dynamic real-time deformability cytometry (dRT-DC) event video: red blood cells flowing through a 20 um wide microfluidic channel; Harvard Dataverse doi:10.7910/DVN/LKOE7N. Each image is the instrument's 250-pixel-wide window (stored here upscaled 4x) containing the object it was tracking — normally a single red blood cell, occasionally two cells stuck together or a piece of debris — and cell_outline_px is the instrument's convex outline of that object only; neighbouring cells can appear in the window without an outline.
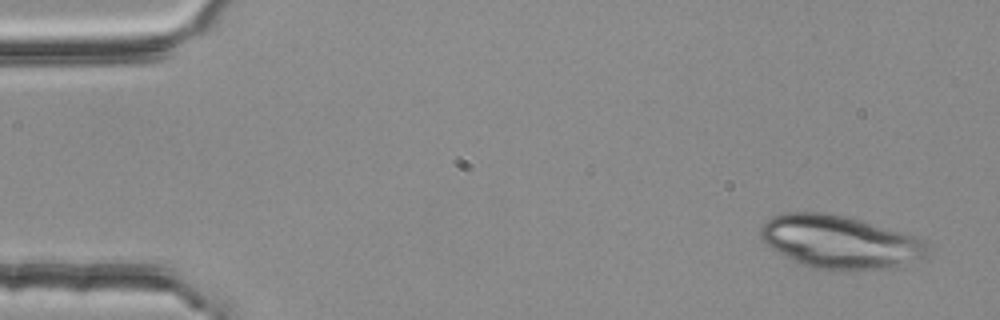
{"species": "common noctule bat (a hibernating species)", "species_latin": "Nyctalus noctula", "temperature_condition": "room temperature", "stored_images_in_passage": 3, "camera_frame_rate_fps": 3000, "um_per_image_px": 0.085, "animal": {"sex": "female", "body_mass_g": 25.1}, "frame": {"image": 1, "passage_image": 1, "time_ms": 0.0, "image_size_px": [1000, 320], "cell_outline_px": [[928, 256], [904, 268], [812, 268], [800, 264], [772, 248], [760, 236], [760, 224], [764, 220], [772, 216], [784, 212], [820, 212], [844, 216], [860, 220], [904, 232], [924, 240], [928, 248]], "centroid_in_image_um": [71.42, 20.55], "position_along_channel_um": 13.6, "area_um2": 51.38}}